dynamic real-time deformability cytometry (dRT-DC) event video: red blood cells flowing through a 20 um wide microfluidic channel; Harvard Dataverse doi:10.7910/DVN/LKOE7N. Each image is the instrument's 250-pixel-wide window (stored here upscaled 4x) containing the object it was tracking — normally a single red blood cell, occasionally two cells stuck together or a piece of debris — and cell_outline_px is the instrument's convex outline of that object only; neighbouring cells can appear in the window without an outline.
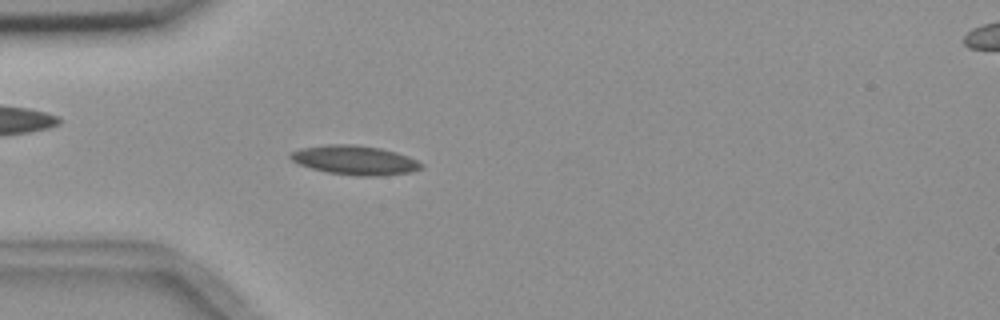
{"species": "common noctule bat (a hibernating species)", "species_latin": "Nyctalus noctula", "temperature_condition": "room temperature", "stored_images_in_passage": 3, "camera_frame_rate_fps": 3000, "um_per_image_px": 0.085, "animal": {"sex": "female", "body_mass_g": 18.4}, "frame": {"image": 1, "passage_image": 3, "time_ms": 2.333, "image_size_px": [1000, 320], "cell_outline_px": [[424, 168], [412, 172], [376, 176], [356, 176], [328, 172], [312, 168], [300, 164], [292, 160], [288, 156], [292, 152], [300, 148], [328, 144], [356, 144], [380, 148], [396, 152], [408, 156], [424, 164]], "centroid_in_image_um": [30.19, 13.61], "position_along_channel_um": 54.8, "area_um2": 22.31}}